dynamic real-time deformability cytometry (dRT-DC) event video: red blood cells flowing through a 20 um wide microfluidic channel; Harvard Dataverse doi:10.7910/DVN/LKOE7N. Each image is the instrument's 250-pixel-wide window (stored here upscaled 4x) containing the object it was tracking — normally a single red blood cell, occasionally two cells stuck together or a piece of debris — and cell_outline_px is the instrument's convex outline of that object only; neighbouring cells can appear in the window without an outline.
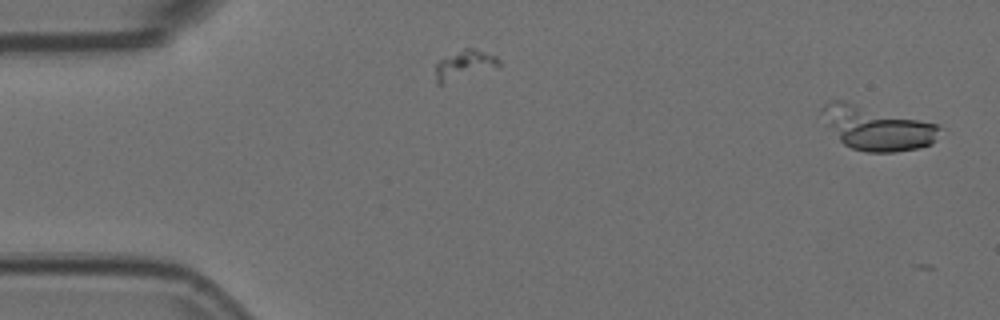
{"species": "Egyptian fruit bat (a non-hibernating species)", "species_latin": "Rousettus aegyptiacus", "temperature_condition": "room temperature", "stored_images_in_passage": 8, "camera_frame_rate_fps": 3000, "um_per_image_px": 0.085, "animal": {"sex": "female"}, "frame": {"image": 1, "passage_image": 1, "time_ms": 0.0, "image_size_px": [1000, 320], "cell_outline_px": [[940, 128], [932, 144], [916, 148], [896, 152], [868, 152], [852, 148], [844, 144], [840, 140], [828, 124], [820, 112], [820, 108], [824, 104], [832, 100], [844, 100], [940, 124]], "centroid_in_image_um": [74.55, 10.86], "position_along_channel_um": 10.5, "area_um2": 30.0}}